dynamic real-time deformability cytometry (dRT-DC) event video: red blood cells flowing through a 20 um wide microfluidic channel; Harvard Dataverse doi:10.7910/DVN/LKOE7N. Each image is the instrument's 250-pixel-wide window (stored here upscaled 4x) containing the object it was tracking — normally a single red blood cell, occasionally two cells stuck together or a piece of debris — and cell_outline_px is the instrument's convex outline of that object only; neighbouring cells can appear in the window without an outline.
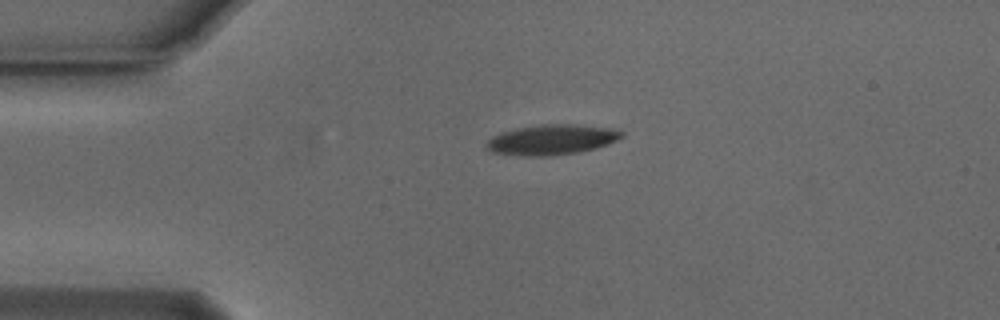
{"species": "Egyptian fruit bat (a non-hibernating species)", "species_latin": "Rousettus aegyptiacus", "temperature_condition": "cold", "stored_images_in_passage": 43, "camera_frame_rate_fps": 3000, "um_per_image_px": 0.085, "animal": {"sex": "male"}, "frame": {"image": 1, "passage_image": 1, "time_ms": 0.0, "image_size_px": [1000, 320], "cell_outline_px": [[624, 136], [608, 144], [596, 148], [580, 152], [548, 156], [520, 156], [492, 152], [484, 148], [484, 144], [492, 136], [500, 132], [516, 128], [540, 124], [572, 124], [620, 128], [624, 132]], "centroid_in_image_um": [46.9, 11.86], "position_along_channel_um": 38.1, "area_um2": 24.33}}
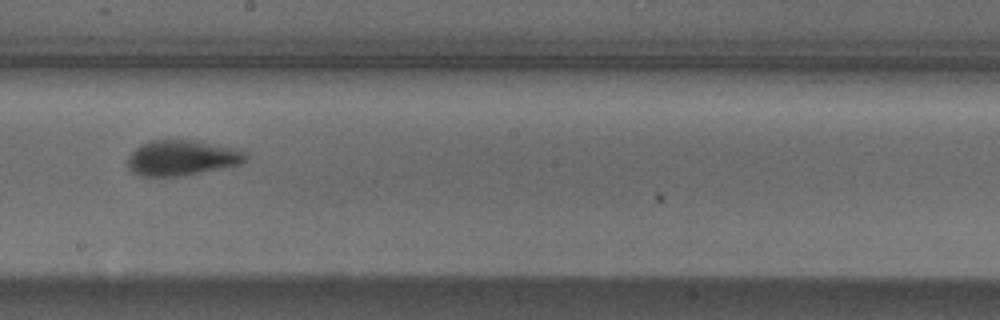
{"frame": {"image": 2, "passage_image": 19, "time_ms": 6.0, "image_size_px": [1000, 320], "cell_outline_px": [[248, 156], [240, 164], [180, 176], [140, 176], [132, 172], [128, 168], [128, 156], [140, 144], [148, 140], [196, 140], [244, 148]], "centroid_in_image_um": [15.49, 13.39], "position_along_channel_um": 232.7, "area_um2": 24.68}}
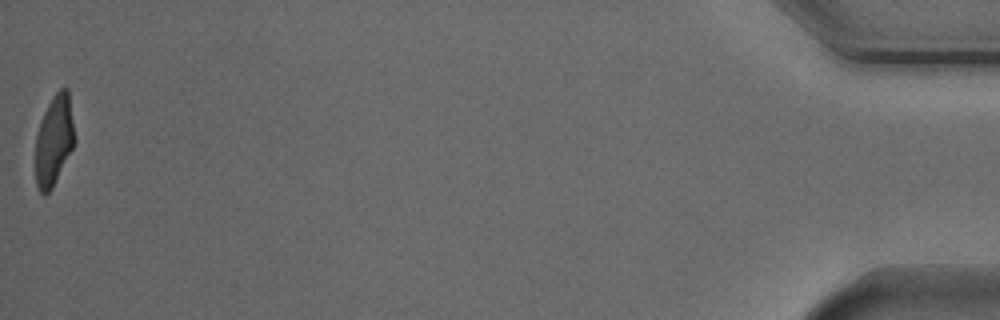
{"frame": {"image": 3, "passage_image": 43, "time_ms": 14.0, "image_size_px": [1000, 320], "cell_outline_px": [[76, 140], [52, 188], [44, 196], [40, 192], [36, 184], [36, 136], [40, 120], [52, 96], [60, 88], [68, 88], [76, 136]], "centroid_in_image_um": [4.6, 11.89], "position_along_channel_um": 430.6, "area_um2": 20.63}, "authors_computed_cell_mechanics": {"area_um2": 23.6402, "velocity_mm_per_s": 3.7631, "shape_relaxation_time_tau1_ms": 3.2513, "shape_relaxation_time_tau2_ms": 2.1211, "deformation_change_tau1": 0.1682, "deformation_change_tau2": 0.0795}}